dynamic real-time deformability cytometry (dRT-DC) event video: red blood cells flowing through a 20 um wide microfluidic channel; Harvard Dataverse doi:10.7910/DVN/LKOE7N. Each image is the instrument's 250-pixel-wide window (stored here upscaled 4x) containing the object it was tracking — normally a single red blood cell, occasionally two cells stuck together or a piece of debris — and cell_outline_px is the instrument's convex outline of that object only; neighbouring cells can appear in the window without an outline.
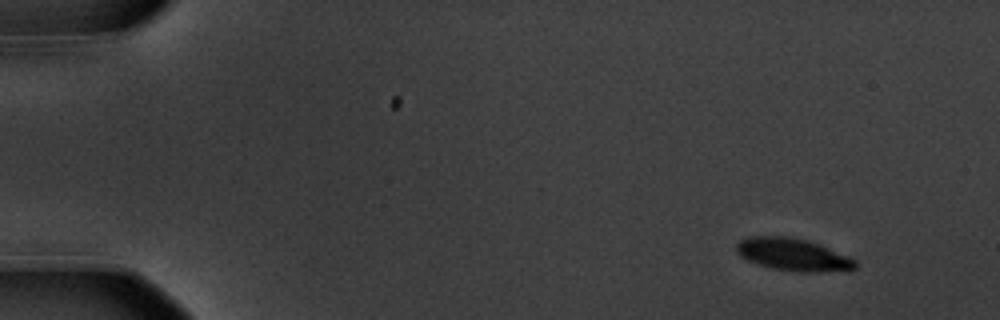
{"species": "common noctule bat (a hibernating species)", "species_latin": "Nyctalus noctula", "temperature_condition": "warm", "stored_images_in_passage": 53, "camera_frame_rate_fps": 3000, "um_per_image_px": 0.085, "animal": {"sex": "male", "body_mass_g": 20.1, "forearm_length_mm": 53.5}, "frame": {"image": 1, "passage_image": 1, "time_ms": 0.0, "image_size_px": [1000, 320], "cell_outline_px": [[856, 268], [852, 272], [800, 272], [772, 268], [756, 264], [740, 256], [736, 252], [736, 244], [740, 240], [748, 236], [792, 236], [816, 244], [848, 256], [856, 260]], "centroid_in_image_um": [67.42, 21.66], "position_along_channel_um": 17.6, "area_um2": 22.66}}
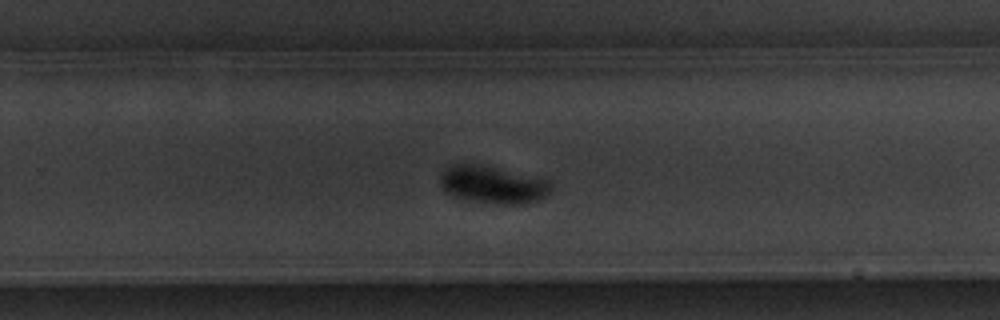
{"frame": {"image": 2, "passage_image": 34, "time_ms": 11.0, "image_size_px": [1000, 320], "cell_outline_px": [[552, 188], [544, 196], [536, 200], [516, 204], [496, 204], [456, 196], [448, 192], [440, 184], [440, 172], [444, 168], [452, 164], [480, 164], [548, 180], [552, 184]], "centroid_in_image_um": [41.85, 15.67], "position_along_channel_um": 287.9, "area_um2": 23.64}}
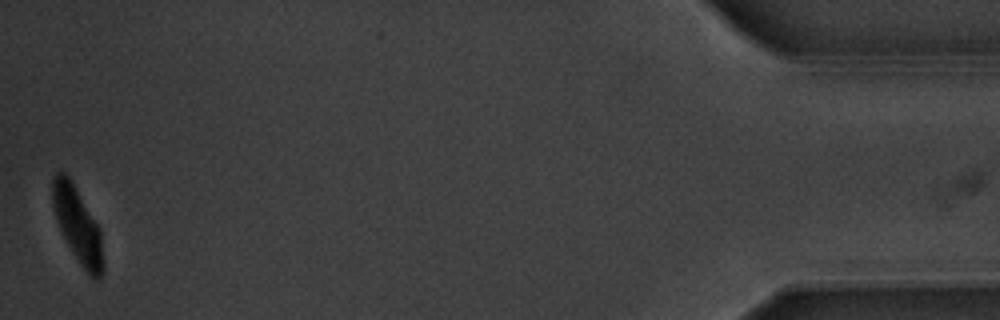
{"frame": {"image": 3, "passage_image": 53, "time_ms": 17.333, "image_size_px": [1000, 320], "cell_outline_px": [[104, 272], [100, 280], [96, 280], [88, 276], [72, 252], [60, 228], [52, 204], [52, 180], [56, 172], [64, 172], [68, 176], [100, 228], [104, 260]], "centroid_in_image_um": [6.63, 19.21], "position_along_channel_um": 428.6, "area_um2": 22.14}, "authors_computed_cell_mechanics": {"area_um2": 23.2934, "velocity_mm_per_s": 3.5382, "shape_relaxation_time_tau1_ms": 2.7202, "shape_relaxation_time_tau2_ms": null, "deformation_change_tau1": 0.1635, "deformation_change_tau2": null}}